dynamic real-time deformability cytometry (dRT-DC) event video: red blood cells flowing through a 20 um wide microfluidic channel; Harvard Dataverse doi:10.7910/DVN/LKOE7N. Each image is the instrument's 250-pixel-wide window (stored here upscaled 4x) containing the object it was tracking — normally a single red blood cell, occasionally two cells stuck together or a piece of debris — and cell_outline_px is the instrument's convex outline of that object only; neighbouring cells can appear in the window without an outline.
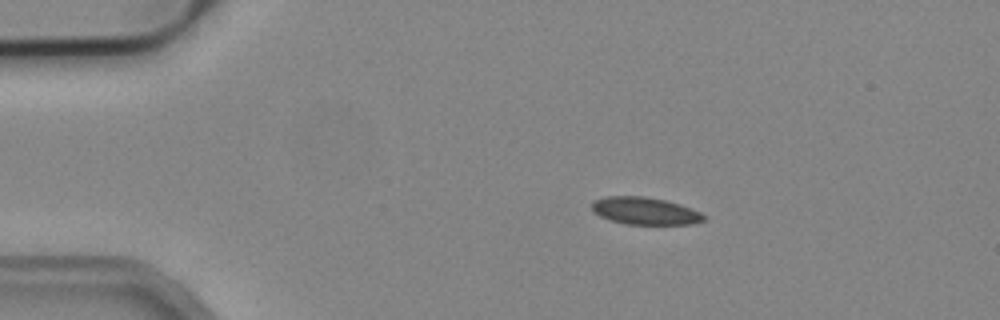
{"species": "common noctule bat (a hibernating species)", "species_latin": "Nyctalus noctula", "temperature_condition": "cold", "stored_images_in_passage": 6, "camera_frame_rate_fps": 3000, "um_per_image_px": 0.085, "animal": {"sex": "male", "body_mass_g": 19.2, "forearm_length_mm": 51.8}, "frame": {"image": 1, "passage_image": 1, "time_ms": 0.0, "image_size_px": [1000, 320], "cell_outline_px": [[708, 220], [692, 224], [624, 224], [600, 216], [592, 208], [592, 200], [604, 196], [644, 196], [664, 200], [680, 204], [692, 208], [708, 216]], "centroid_in_image_um": [54.88, 17.92], "position_along_channel_um": 30.1, "area_um2": 17.98}}
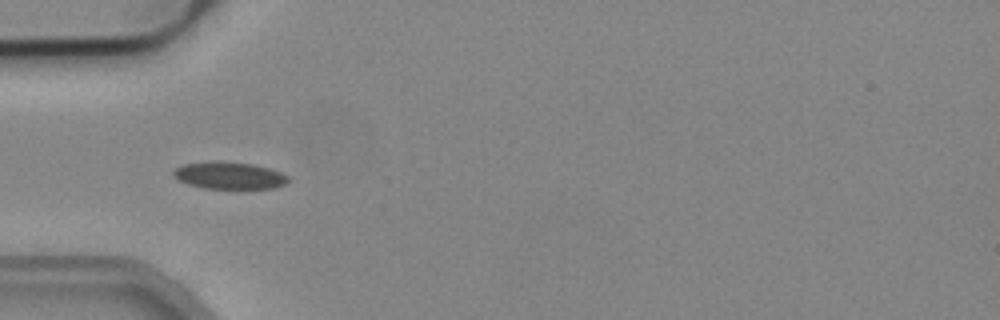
{"frame": {"image": 2, "passage_image": 3, "time_ms": 0.667, "image_size_px": [1000, 320], "cell_outline_px": [[288, 180], [284, 184], [276, 188], [204, 188], [188, 184], [176, 180], [172, 176], [172, 172], [176, 168], [184, 164], [216, 160], [252, 164], [268, 168], [280, 172], [288, 176]], "centroid_in_image_um": [19.43, 14.91], "position_along_channel_um": 65.6, "area_um2": 18.15}}
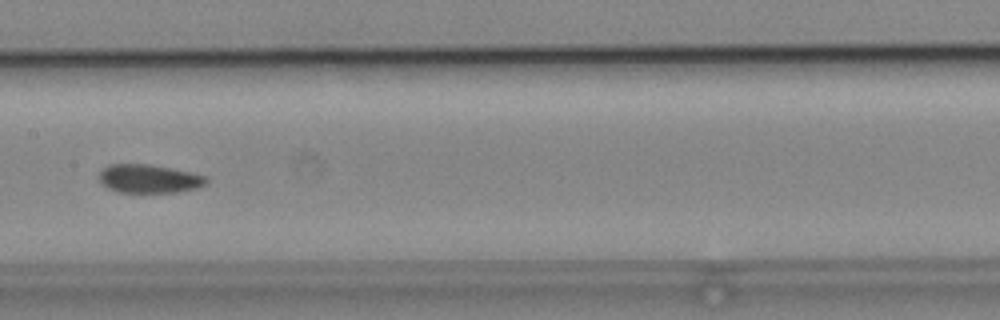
{"frame": {"image": 3, "passage_image": 6, "time_ms": 1.667, "image_size_px": [1000, 320], "cell_outline_px": [[208, 180], [204, 184], [196, 188], [176, 192], [116, 192], [100, 184], [100, 168], [108, 164], [148, 164], [188, 172], [204, 176]], "centroid_in_image_um": [12.57, 15.19], "position_along_channel_um": 194.8, "area_um2": 17.63}}